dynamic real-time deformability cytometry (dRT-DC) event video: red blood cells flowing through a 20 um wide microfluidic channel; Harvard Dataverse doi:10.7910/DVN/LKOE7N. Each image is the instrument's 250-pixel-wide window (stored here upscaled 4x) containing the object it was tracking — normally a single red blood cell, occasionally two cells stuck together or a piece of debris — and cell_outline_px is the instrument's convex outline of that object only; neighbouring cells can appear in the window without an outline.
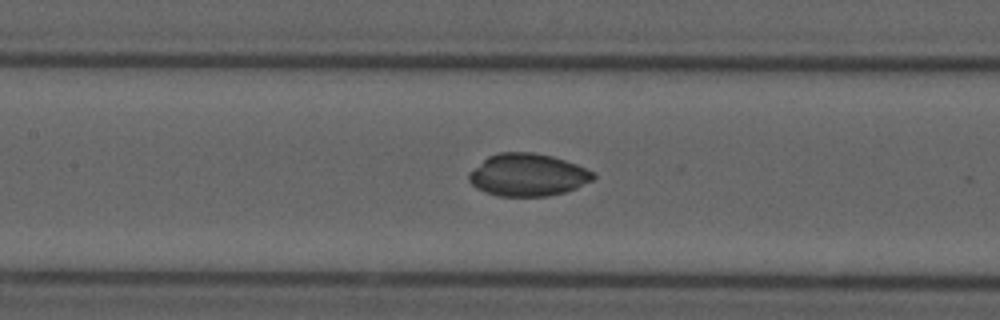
{"species": "common noctule bat (a hibernating species)", "species_latin": "Nyctalus noctula", "temperature_condition": "cold", "stored_images_in_passage": 48, "camera_frame_rate_fps": 3000, "um_per_image_px": 0.085, "animal": {"sex": "male", "forearm_length_mm": 52.5}, "frame": {"image": 1, "passage_image": 23, "time_ms": 7.333, "image_size_px": [1000, 320], "cell_outline_px": [[596, 176], [592, 180], [576, 188], [564, 192], [548, 196], [500, 196], [484, 192], [476, 188], [468, 180], [468, 172], [488, 156], [500, 152], [532, 152], [552, 156], [576, 164], [596, 172]], "centroid_in_image_um": [44.85, 14.86], "position_along_channel_um": 162.6, "area_um2": 30.87}}
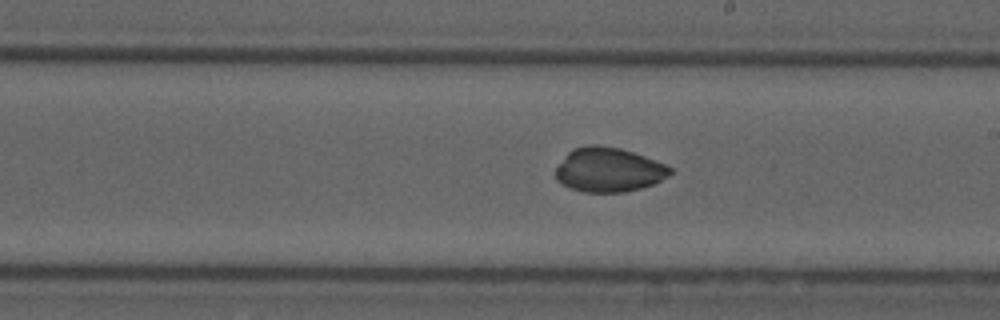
{"frame": {"image": 2, "passage_image": 29, "time_ms": 9.333, "image_size_px": [1000, 320], "cell_outline_px": [[672, 172], [668, 176], [656, 184], [624, 192], [584, 192], [560, 184], [556, 180], [556, 168], [568, 152], [572, 148], [588, 144], [596, 144], [620, 148], [644, 156], [664, 164], [672, 168]], "centroid_in_image_um": [51.73, 14.43], "position_along_channel_um": 237.3, "area_um2": 29.65}}
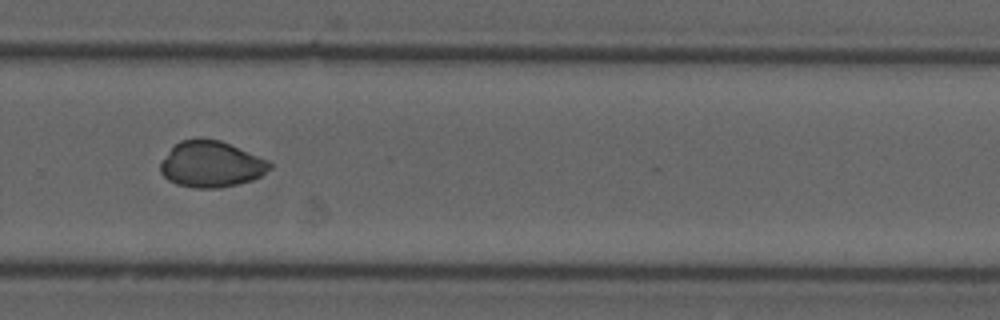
{"frame": {"image": 3, "passage_image": 35, "time_ms": 11.333, "image_size_px": [1000, 320], "cell_outline_px": [[272, 168], [260, 176], [252, 180], [220, 188], [196, 188], [176, 184], [168, 180], [160, 172], [160, 160], [180, 140], [200, 136], [220, 140], [268, 160], [272, 164]], "centroid_in_image_um": [17.92, 13.94], "position_along_channel_um": 311.9, "area_um2": 29.65}}